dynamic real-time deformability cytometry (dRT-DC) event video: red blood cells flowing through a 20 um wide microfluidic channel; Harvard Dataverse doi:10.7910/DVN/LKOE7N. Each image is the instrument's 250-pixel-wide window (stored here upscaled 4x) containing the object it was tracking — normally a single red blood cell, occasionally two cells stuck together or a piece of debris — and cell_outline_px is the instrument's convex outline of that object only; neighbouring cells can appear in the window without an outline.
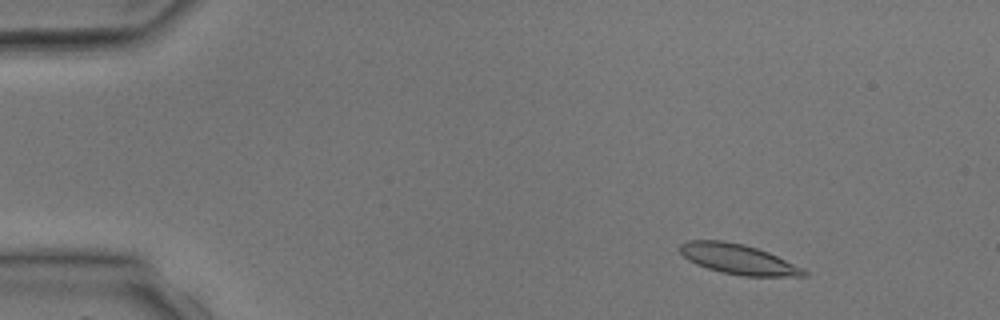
{"species": "common noctule bat (a hibernating species)", "species_latin": "Nyctalus noctula", "temperature_condition": "room temperature", "stored_images_in_passage": 4, "camera_frame_rate_fps": 3000, "um_per_image_px": 0.085, "animal": {"sex": "male", "body_mass_g": 17.9, "forearm_length_mm": 54.2}, "frame": {"image": 1, "passage_image": 2, "time_ms": 1.0, "image_size_px": [1000, 320], "cell_outline_px": [[808, 276], [744, 276], [724, 272], [708, 268], [696, 264], [688, 260], [680, 252], [680, 244], [688, 240], [724, 240], [744, 244], [768, 252], [804, 268], [808, 272]], "centroid_in_image_um": [62.76, 22.02], "position_along_channel_um": 22.2, "area_um2": 21.62}}
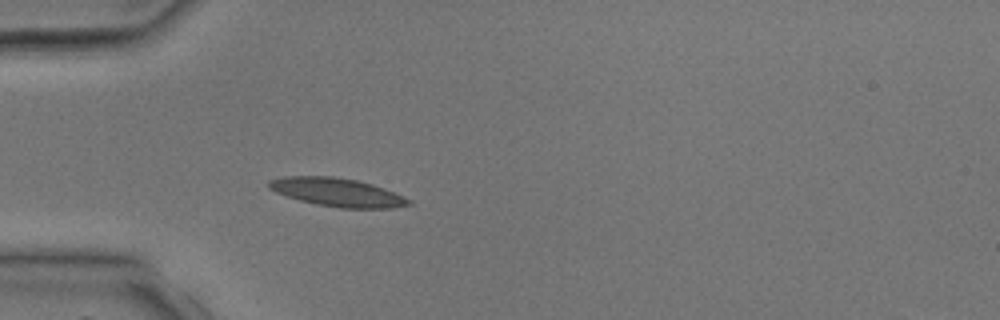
{"frame": {"image": 2, "passage_image": 4, "time_ms": 3.333, "image_size_px": [1000, 320], "cell_outline_px": [[412, 204], [392, 208], [340, 208], [316, 204], [300, 200], [276, 192], [268, 188], [268, 180], [284, 176], [332, 176], [356, 180], [372, 184], [384, 188], [404, 196], [412, 200]], "centroid_in_image_um": [28.68, 16.34], "position_along_channel_um": 56.3, "area_um2": 23.12}}